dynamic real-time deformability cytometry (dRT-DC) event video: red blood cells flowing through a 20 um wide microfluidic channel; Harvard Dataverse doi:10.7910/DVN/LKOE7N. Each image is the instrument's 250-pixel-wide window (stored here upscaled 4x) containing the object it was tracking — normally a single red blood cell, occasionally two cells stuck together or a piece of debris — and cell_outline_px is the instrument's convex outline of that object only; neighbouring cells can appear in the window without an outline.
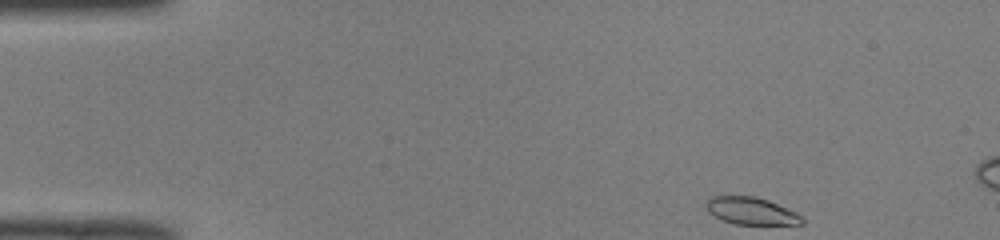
{"species": "common noctule bat (a hibernating species)", "species_latin": "Nyctalus noctula", "temperature_condition": "room temperature", "stored_images_in_passage": 9, "camera_frame_rate_fps": 3000, "um_per_image_px": 0.085, "animal": {"sex": "male", "body_mass_g": 19.0, "forearm_length_mm": 50.8}, "frame": {"image": 1, "passage_image": 1, "time_ms": 0.0, "image_size_px": [1000, 240], "cell_outline_px": [[804, 224], [736, 224], [724, 220], [708, 212], [704, 204], [708, 196], [756, 196], [768, 200], [796, 212], [804, 220]], "centroid_in_image_um": [63.82, 17.91], "position_along_channel_um": 21.2, "area_um2": 15.2}}